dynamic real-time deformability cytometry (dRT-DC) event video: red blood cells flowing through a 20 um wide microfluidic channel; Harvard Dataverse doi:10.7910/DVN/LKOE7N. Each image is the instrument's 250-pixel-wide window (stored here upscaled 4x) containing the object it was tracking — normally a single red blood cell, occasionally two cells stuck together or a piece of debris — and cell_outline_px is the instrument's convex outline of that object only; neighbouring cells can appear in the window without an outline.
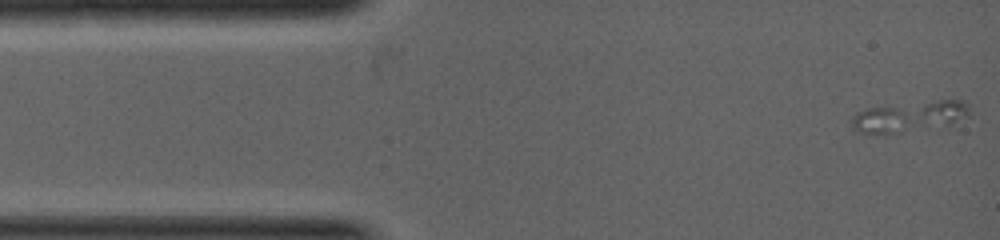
{"species": "common noctule bat (a hibernating species)", "species_latin": "Nyctalus noctula", "temperature_condition": "warm", "stored_images_in_passage": 13, "segment_of_instrument_passage": [1, 2], "camera_frame_rate_fps": 5000, "um_per_image_px": 0.085, "animal": {"sex": "female", "body_mass_g": 19.0, "forearm_length_mm": 53.3}, "frame": {"image": 1, "passage_image": 1, "time_ms": 0.0, "image_size_px": [1000, 240], "cell_outline_px": [[968, 116], [948, 124], [896, 132], [856, 132], [852, 124], [852, 116], [868, 108], [940, 100], [964, 100], [968, 104]], "centroid_in_image_um": [77.33, 9.88], "position_along_channel_um": 7.7, "area_um2": 19.94}}